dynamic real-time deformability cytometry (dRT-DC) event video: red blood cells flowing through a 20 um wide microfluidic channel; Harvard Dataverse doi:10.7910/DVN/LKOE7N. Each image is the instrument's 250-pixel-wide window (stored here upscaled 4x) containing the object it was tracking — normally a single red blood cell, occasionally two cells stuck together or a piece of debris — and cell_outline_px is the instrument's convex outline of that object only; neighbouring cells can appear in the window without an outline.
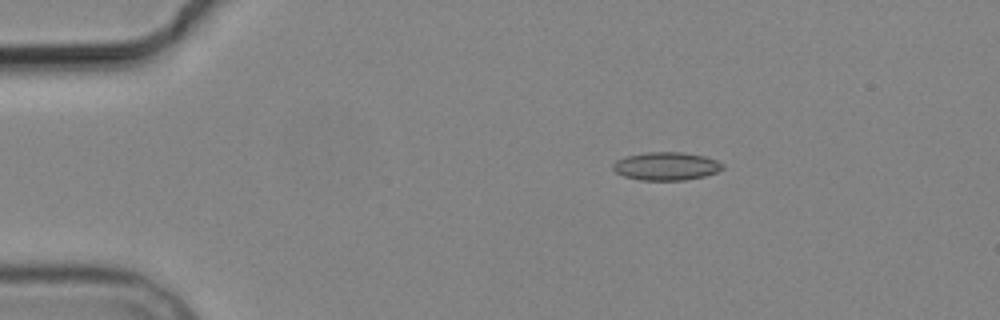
{"species": "common noctule bat (a hibernating species)", "species_latin": "Nyctalus noctula", "temperature_condition": "cold", "stored_images_in_passage": 5, "camera_frame_rate_fps": 3000, "um_per_image_px": 0.085, "animal": {"sex": "male", "body_mass_g": 19.2, "forearm_length_mm": 51.8}, "frame": {"image": 1, "passage_image": 3, "time_ms": 3.0, "image_size_px": [1000, 320], "cell_outline_px": [[724, 168], [716, 172], [704, 176], [684, 180], [640, 180], [624, 176], [616, 172], [612, 168], [612, 164], [616, 160], [628, 156], [644, 152], [680, 152], [704, 156], [716, 160], [724, 164]], "centroid_in_image_um": [56.62, 14.12], "position_along_channel_um": 28.4, "area_um2": 17.92}}